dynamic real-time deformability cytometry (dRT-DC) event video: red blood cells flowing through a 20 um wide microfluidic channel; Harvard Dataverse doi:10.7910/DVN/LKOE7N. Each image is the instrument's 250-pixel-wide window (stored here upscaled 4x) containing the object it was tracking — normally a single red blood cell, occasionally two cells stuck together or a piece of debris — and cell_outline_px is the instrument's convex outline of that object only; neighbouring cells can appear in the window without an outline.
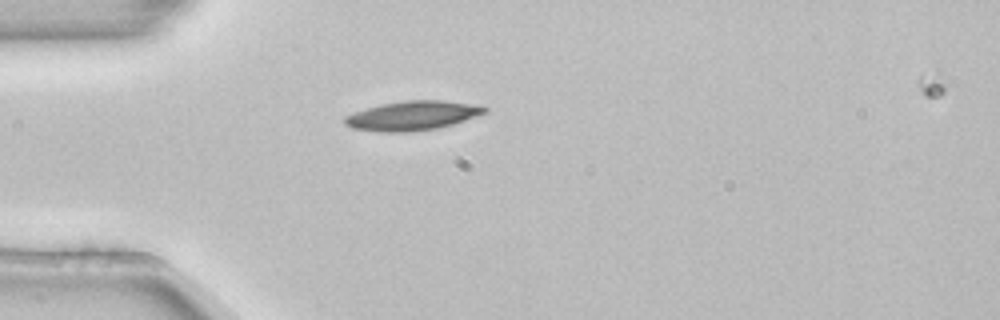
{"species": "common noctule bat (a hibernating species)", "species_latin": "Nyctalus noctula", "temperature_condition": "room temperature", "stored_images_in_passage": 4, "camera_frame_rate_fps": 3000, "um_per_image_px": 0.085, "animal": {"sex": "female", "body_mass_g": 22.7, "forearm_length_mm": 54.2}, "frame": {"image": 1, "passage_image": 4, "time_ms": 1.0, "image_size_px": [1000, 320], "cell_outline_px": [[488, 112], [452, 124], [436, 128], [412, 132], [380, 132], [352, 128], [344, 124], [344, 116], [368, 108], [384, 104], [404, 100], [440, 100], [468, 104], [488, 108]], "centroid_in_image_um": [35.02, 9.84], "position_along_channel_um": 50.0, "area_um2": 23.52}}